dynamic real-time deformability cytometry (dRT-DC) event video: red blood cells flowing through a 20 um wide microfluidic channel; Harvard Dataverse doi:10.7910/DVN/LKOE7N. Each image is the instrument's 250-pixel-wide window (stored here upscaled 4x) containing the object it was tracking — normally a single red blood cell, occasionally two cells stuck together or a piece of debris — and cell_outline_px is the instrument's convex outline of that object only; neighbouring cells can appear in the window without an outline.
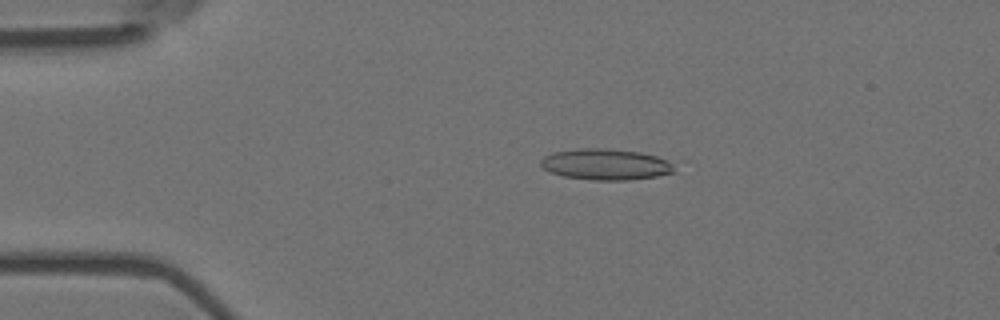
{"species": "Egyptian fruit bat (a non-hibernating species)", "species_latin": "Rousettus aegyptiacus", "temperature_condition": "room temperature", "stored_images_in_passage": 4, "camera_frame_rate_fps": 3000, "um_per_image_px": 0.085, "animal": {"sex": "female"}, "frame": {"image": 1, "passage_image": 3, "time_ms": 0.667, "image_size_px": [1000, 320], "cell_outline_px": [[676, 172], [656, 176], [628, 180], [592, 180], [564, 176], [552, 172], [544, 168], [540, 164], [540, 160], [544, 156], [552, 152], [580, 148], [608, 148], [640, 152], [656, 156], [672, 164]], "centroid_in_image_um": [51.46, 13.96], "position_along_channel_um": 33.5, "area_um2": 24.1}}